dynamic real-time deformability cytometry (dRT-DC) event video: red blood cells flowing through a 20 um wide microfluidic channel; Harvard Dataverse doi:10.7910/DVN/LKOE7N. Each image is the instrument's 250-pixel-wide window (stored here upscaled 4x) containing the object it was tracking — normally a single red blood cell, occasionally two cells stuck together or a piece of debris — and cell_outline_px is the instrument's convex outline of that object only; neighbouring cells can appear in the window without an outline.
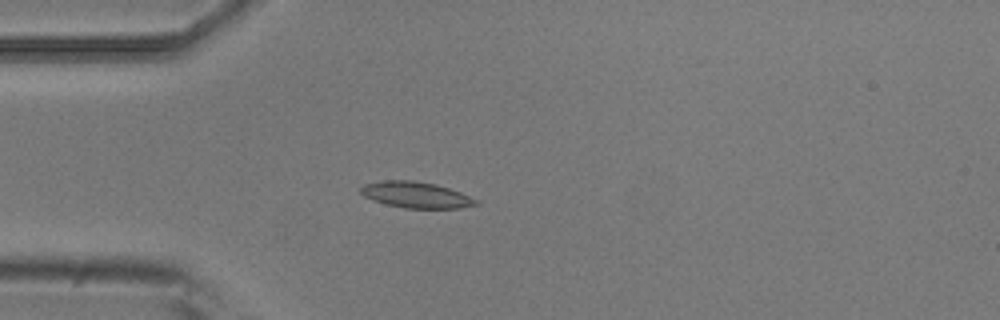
{"species": "common noctule bat (a hibernating species)", "species_latin": "Nyctalus noctula", "temperature_condition": "room temperature", "stored_images_in_passage": 4, "camera_frame_rate_fps": 3000, "um_per_image_px": 0.085, "animal": {"sex": "male", "body_mass_g": 20.5, "forearm_length_mm": 52.5}, "frame": {"image": 1, "passage_image": 4, "time_ms": 1.0, "image_size_px": [1000, 320], "cell_outline_px": [[480, 204], [460, 208], [404, 208], [372, 200], [364, 196], [360, 192], [360, 188], [364, 184], [384, 180], [412, 180], [436, 184], [460, 192], [480, 200]], "centroid_in_image_um": [35.39, 16.56], "position_along_channel_um": 49.6, "area_um2": 17.57}}